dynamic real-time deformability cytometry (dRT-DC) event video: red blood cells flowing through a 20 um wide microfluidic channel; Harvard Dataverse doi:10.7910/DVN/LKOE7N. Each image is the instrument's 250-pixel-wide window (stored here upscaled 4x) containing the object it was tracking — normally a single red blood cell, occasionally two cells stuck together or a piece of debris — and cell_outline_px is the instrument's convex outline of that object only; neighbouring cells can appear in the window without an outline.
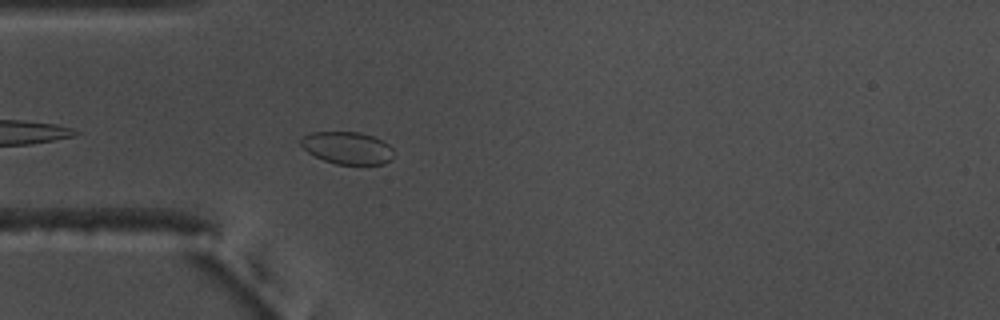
{"species": "common noctule bat (a hibernating species)", "species_latin": "Nyctalus noctula", "temperature_condition": "warm", "stored_images_in_passage": 12, "camera_frame_rate_fps": 3000, "um_per_image_px": 0.085, "animal": {"sex": "male", "body_mass_g": 17.5, "forearm_length_mm": 52.3}, "frame": {"image": 1, "passage_image": 4, "time_ms": 1.0, "image_size_px": [1000, 320], "cell_outline_px": [[392, 160], [384, 164], [336, 164], [324, 160], [308, 152], [300, 144], [300, 140], [304, 136], [312, 132], [360, 132], [384, 140], [392, 148]], "centroid_in_image_um": [29.55, 12.57], "position_along_channel_um": 55.5, "area_um2": 17.46}}